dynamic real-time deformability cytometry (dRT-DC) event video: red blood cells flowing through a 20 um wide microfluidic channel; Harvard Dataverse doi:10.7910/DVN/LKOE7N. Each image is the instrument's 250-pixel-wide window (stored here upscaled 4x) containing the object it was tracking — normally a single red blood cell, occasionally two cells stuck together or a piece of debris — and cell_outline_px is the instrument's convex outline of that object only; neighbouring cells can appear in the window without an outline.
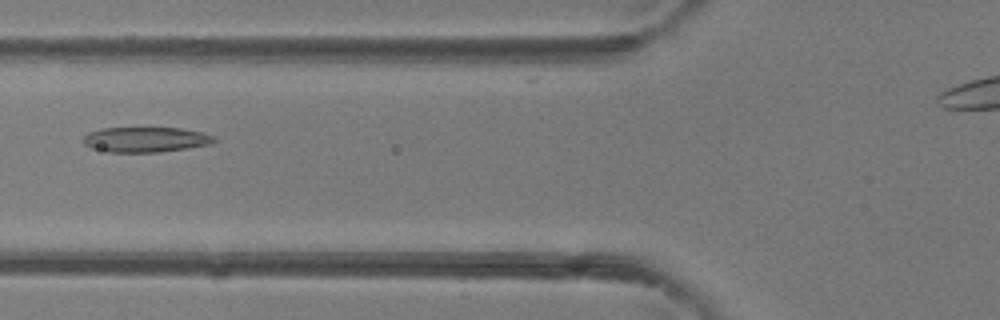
{"species": "common noctule bat (a hibernating species)", "species_latin": "Nyctalus noctula", "temperature_condition": "room temperature", "stored_images_in_passage": 5, "camera_frame_rate_fps": 3000, "um_per_image_px": 0.085, "animal": {"sex": "female"}, "frame": {"image": 1, "passage_image": 5, "time_ms": 4.667, "image_size_px": [1000, 320], "cell_outline_px": [[216, 140], [212, 144], [188, 148], [160, 152], [108, 152], [92, 148], [84, 144], [80, 140], [88, 132], [100, 128], [180, 128], [204, 132], [212, 136]], "centroid_in_image_um": [12.35, 11.86], "position_along_channel_um": 113.4, "area_um2": 19.36}}